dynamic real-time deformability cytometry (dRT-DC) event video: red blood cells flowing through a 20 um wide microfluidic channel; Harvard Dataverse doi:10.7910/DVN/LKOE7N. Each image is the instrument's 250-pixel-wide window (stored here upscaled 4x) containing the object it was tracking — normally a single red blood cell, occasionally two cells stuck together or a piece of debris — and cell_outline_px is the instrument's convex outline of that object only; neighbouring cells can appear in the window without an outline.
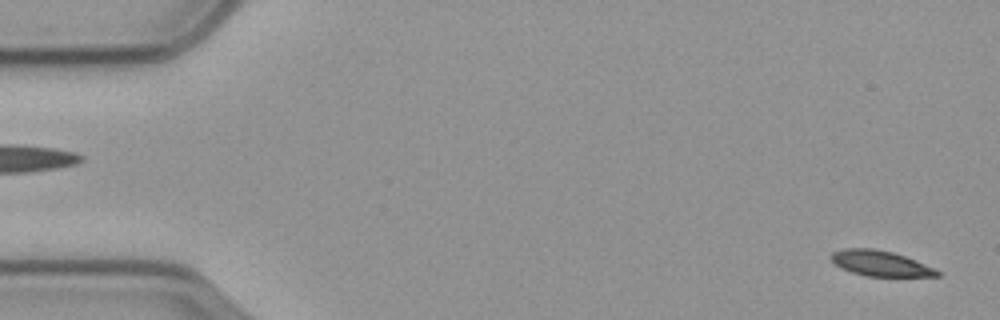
{"species": "common noctule bat (a hibernating species)", "species_latin": "Nyctalus noctula", "temperature_condition": "cold", "stored_images_in_passage": 58, "camera_frame_rate_fps": 3000, "um_per_image_px": 0.085, "animal": {"sex": "male", "body_mass_g": 23.1, "forearm_length_mm": 52.7}, "frame": {"image": 1, "passage_image": 2, "time_ms": 0.333, "image_size_px": [1000, 320], "cell_outline_px": [[940, 276], [864, 276], [852, 272], [836, 264], [832, 260], [832, 252], [844, 248], [872, 248], [892, 252], [904, 256], [932, 268], [940, 272]], "centroid_in_image_um": [74.8, 22.38], "position_along_channel_um": 10.2, "area_um2": 15.26}}
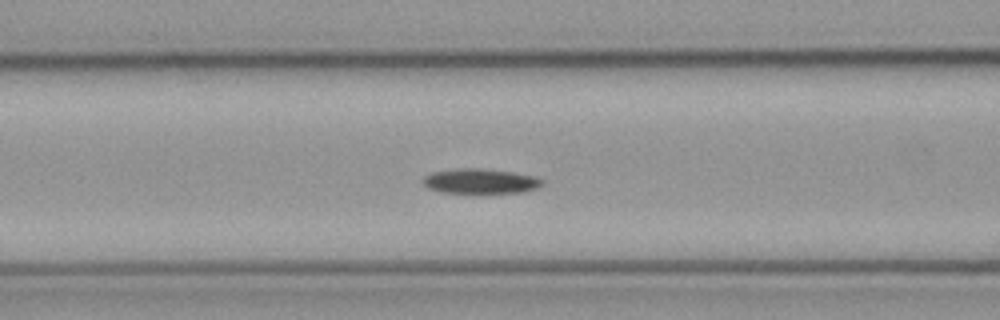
{"frame": {"image": 2, "passage_image": 23, "time_ms": 7.333, "image_size_px": [1000, 320], "cell_outline_px": [[544, 184], [536, 188], [524, 192], [440, 192], [428, 188], [424, 184], [424, 176], [432, 172], [460, 168], [480, 168], [512, 172], [536, 176], [544, 180]], "centroid_in_image_um": [40.86, 15.39], "position_along_channel_um": 125.7, "area_um2": 17.11}}
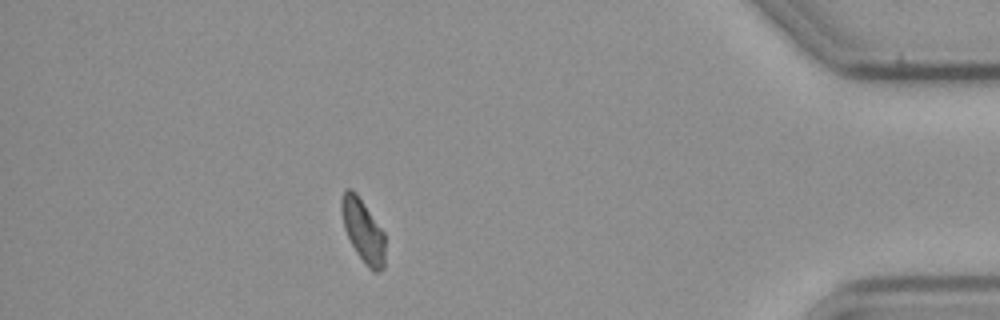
{"frame": {"image": 3, "passage_image": 51, "time_ms": 16.667, "image_size_px": [1000, 320], "cell_outline_px": [[384, 268], [380, 272], [372, 272], [364, 264], [356, 252], [344, 228], [340, 208], [340, 200], [344, 192], [348, 188], [352, 188], [356, 192], [384, 232]], "centroid_in_image_um": [30.85, 19.62], "position_along_channel_um": 404.4, "area_um2": 16.07}}